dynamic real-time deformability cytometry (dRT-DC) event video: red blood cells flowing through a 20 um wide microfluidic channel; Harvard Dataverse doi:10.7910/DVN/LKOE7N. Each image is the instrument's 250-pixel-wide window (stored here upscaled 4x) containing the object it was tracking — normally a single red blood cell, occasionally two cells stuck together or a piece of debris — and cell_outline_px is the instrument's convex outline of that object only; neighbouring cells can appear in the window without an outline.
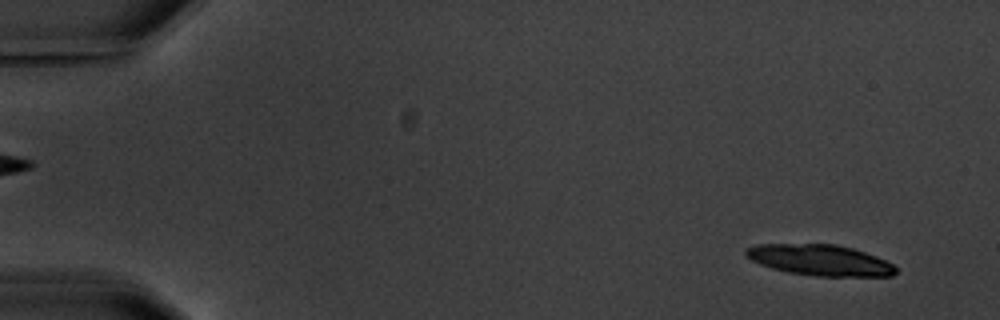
{"species": "common noctule bat (a hibernating species)", "species_latin": "Nyctalus noctula", "temperature_condition": "warm", "stored_images_in_passage": 6, "camera_frame_rate_fps": 3000, "um_per_image_px": 0.085, "animal": {"sex": "male", "body_mass_g": 20.1, "forearm_length_mm": 53.5}, "frame": {"image": 1, "passage_image": 1, "time_ms": 0.0, "image_size_px": [1000, 320], "cell_outline_px": [[896, 272], [892, 276], [816, 276], [788, 272], [772, 268], [760, 264], [752, 260], [744, 252], [744, 248], [756, 244], [836, 244], [852, 248], [876, 256], [892, 264], [896, 268]], "centroid_in_image_um": [69.67, 22.1], "position_along_channel_um": 15.3, "area_um2": 26.88}}
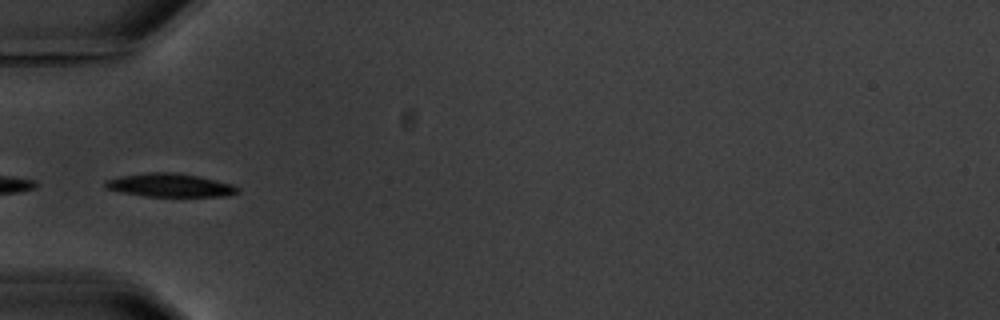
{"frame": {"image": 2, "passage_image": 5, "time_ms": 5.333, "image_size_px": [1000, 320], "cell_outline_px": [[240, 188], [232, 196], [144, 196], [120, 192], [104, 188], [104, 180], [120, 176], [152, 172], [172, 172], [200, 176], [232, 184]], "centroid_in_image_um": [14.42, 15.74], "position_along_channel_um": 70.6, "area_um2": 18.09}}
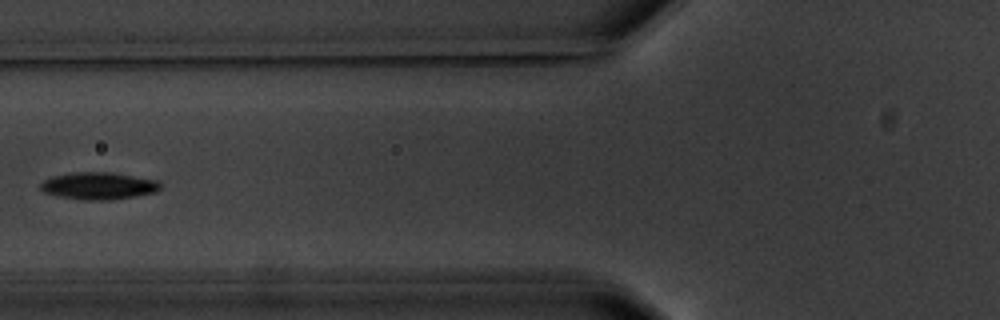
{"frame": {"image": 3, "passage_image": 6, "time_ms": 6.667, "image_size_px": [1000, 320], "cell_outline_px": [[164, 184], [156, 192], [136, 196], [112, 200], [80, 200], [60, 196], [44, 192], [40, 188], [40, 184], [44, 180], [52, 176], [72, 172], [112, 172], [160, 180]], "centroid_in_image_um": [8.44, 15.79], "position_along_channel_um": 117.4, "area_um2": 19.31}}